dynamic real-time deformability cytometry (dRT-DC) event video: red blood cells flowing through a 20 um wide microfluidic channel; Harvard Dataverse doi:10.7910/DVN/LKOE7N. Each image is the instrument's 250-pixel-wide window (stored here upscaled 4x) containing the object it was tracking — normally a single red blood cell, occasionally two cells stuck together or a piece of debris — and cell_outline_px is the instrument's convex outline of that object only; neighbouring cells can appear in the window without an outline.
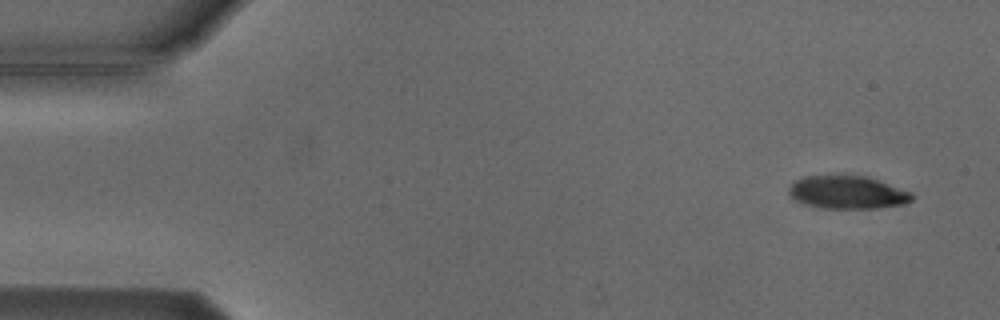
{"species": "Egyptian fruit bat (a non-hibernating species)", "species_latin": "Rousettus aegyptiacus", "temperature_condition": "cold", "stored_images_in_passage": 6, "camera_frame_rate_fps": 3000, "um_per_image_px": 0.085, "animal": {"sex": "male"}, "frame": {"image": 1, "passage_image": 1, "time_ms": 0.0, "image_size_px": [1000, 320], "cell_outline_px": [[912, 200], [908, 204], [880, 208], [824, 208], [808, 204], [796, 200], [788, 192], [788, 188], [796, 180], [804, 176], [868, 176], [912, 192]], "centroid_in_image_um": [72.09, 16.35], "position_along_channel_um": 12.9, "area_um2": 23.52}}
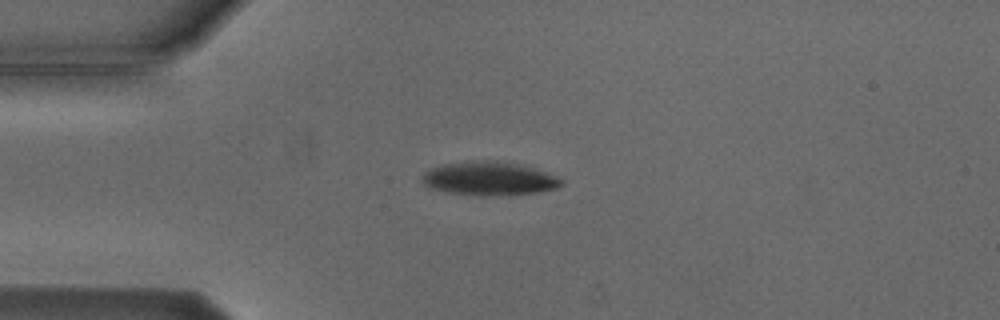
{"frame": {"image": 2, "passage_image": 4, "time_ms": 3.333, "image_size_px": [1000, 320], "cell_outline_px": [[564, 184], [556, 188], [540, 192], [508, 196], [480, 196], [444, 192], [432, 188], [424, 184], [420, 180], [420, 176], [424, 172], [432, 168], [444, 164], [476, 160], [492, 160], [516, 164], [532, 168], [556, 176], [564, 180]], "centroid_in_image_um": [41.57, 15.2], "position_along_channel_um": 43.4, "area_um2": 27.57}}